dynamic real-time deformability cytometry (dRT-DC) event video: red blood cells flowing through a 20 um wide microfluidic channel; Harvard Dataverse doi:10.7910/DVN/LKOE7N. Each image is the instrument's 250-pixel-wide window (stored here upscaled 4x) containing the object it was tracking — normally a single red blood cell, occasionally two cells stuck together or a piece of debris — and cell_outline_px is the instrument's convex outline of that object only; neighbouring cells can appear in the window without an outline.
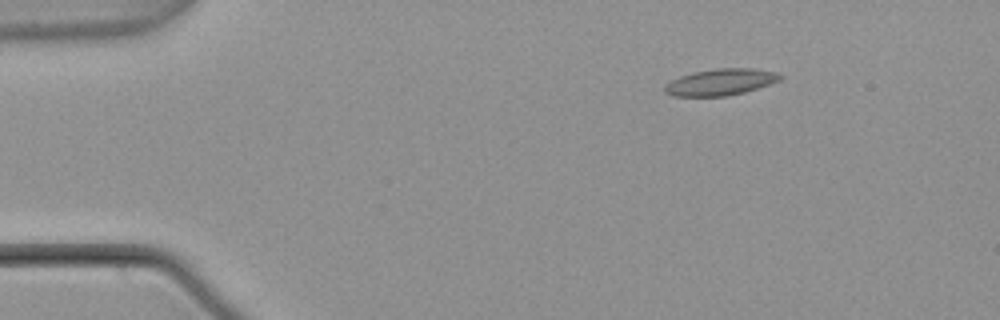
{"species": "common noctule bat (a hibernating species)", "species_latin": "Nyctalus noctula", "temperature_condition": "warm", "stored_images_in_passage": 4, "camera_frame_rate_fps": 3000, "um_per_image_px": 0.085, "animal": {"sex": "male", "body_mass_g": 21.5, "forearm_length_mm": 52.0}, "frame": {"image": 1, "passage_image": 2, "time_ms": 0.333, "image_size_px": [1000, 320], "cell_outline_px": [[784, 76], [780, 80], [744, 92], [724, 96], [672, 96], [664, 92], [664, 84], [680, 76], [692, 72], [716, 68], [752, 68], [780, 72]], "centroid_in_image_um": [61.24, 6.96], "position_along_channel_um": 23.8, "area_um2": 17.92}}